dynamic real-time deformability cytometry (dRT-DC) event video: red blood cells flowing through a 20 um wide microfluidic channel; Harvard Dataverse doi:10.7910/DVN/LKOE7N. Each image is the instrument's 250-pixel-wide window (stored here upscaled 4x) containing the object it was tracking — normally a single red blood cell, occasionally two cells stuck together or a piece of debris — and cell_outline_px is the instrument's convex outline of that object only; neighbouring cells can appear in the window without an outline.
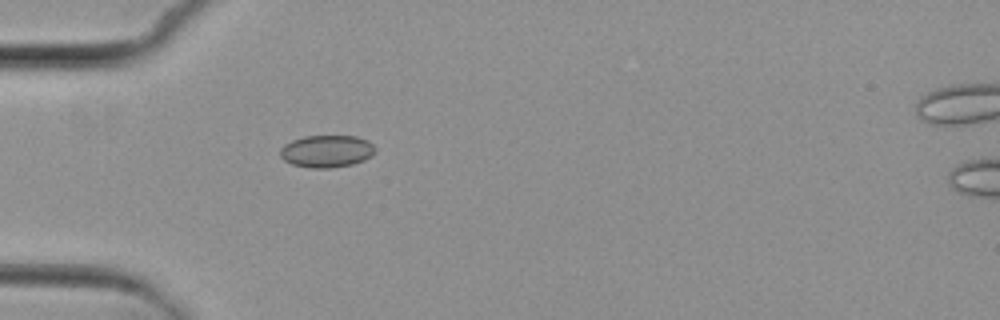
{"species": "common noctule bat (a hibernating species)", "species_latin": "Nyctalus noctula", "temperature_condition": "cold", "stored_images_in_passage": 2, "camera_frame_rate_fps": 3000, "um_per_image_px": 0.085, "animal": {"sex": "female", "body_mass_g": 29.2, "forearm_length_mm": 56.3}, "frame": {"image": 1, "passage_image": 1, "time_ms": 0.0, "image_size_px": [1000, 320], "cell_outline_px": [[376, 152], [372, 156], [364, 160], [352, 164], [328, 168], [312, 168], [292, 164], [284, 160], [280, 156], [280, 148], [284, 144], [292, 140], [304, 136], [356, 136], [368, 140], [376, 148]], "centroid_in_image_um": [27.78, 12.85], "position_along_channel_um": 57.2, "area_um2": 17.98}}